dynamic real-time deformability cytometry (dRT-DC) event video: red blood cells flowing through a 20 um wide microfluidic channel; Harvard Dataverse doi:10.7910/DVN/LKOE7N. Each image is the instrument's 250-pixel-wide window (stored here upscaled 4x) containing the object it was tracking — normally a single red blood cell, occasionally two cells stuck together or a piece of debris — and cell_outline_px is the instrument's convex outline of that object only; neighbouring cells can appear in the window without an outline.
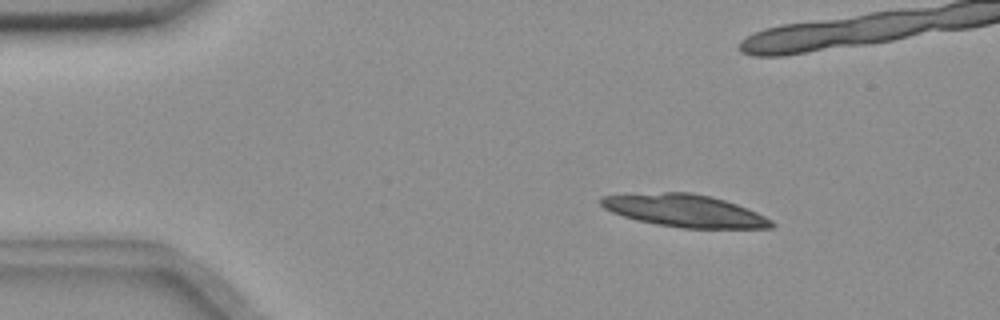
{"species": "common noctule bat (a hibernating species)", "species_latin": "Nyctalus noctula", "temperature_condition": "room temperature", "stored_images_in_passage": 56, "camera_frame_rate_fps": 3000, "um_per_image_px": 0.085, "animal": {"sex": "female", "body_mass_g": 18.4}, "frame": {"image": 1, "passage_image": 9, "time_ms": 2.667, "image_size_px": [1000, 320], "cell_outline_px": [[776, 224], [772, 228], [680, 228], [656, 224], [636, 220], [612, 212], [604, 208], [600, 204], [600, 196], [664, 192], [692, 192], [712, 196], [736, 204], [756, 212], [772, 220]], "centroid_in_image_um": [58.21, 17.91], "position_along_channel_um": 26.8, "area_um2": 32.19}}